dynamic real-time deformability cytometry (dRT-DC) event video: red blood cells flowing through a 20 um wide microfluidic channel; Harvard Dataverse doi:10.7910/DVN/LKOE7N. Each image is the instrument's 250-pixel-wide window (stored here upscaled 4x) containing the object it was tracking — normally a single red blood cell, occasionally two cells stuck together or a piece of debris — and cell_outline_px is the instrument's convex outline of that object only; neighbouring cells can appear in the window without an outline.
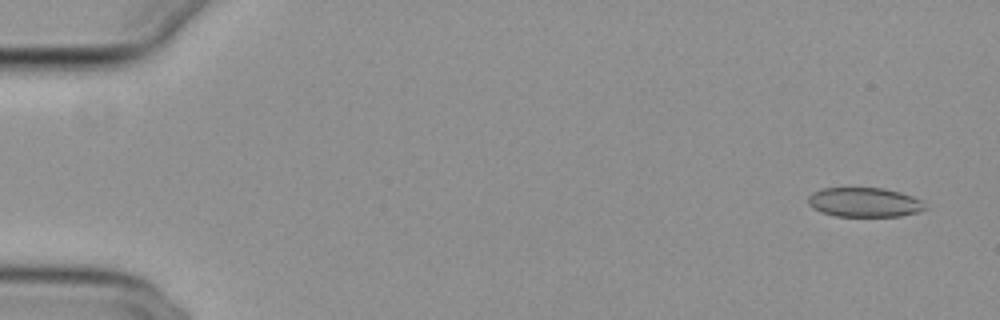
{"species": "common noctule bat (a hibernating species)", "species_latin": "Nyctalus noctula", "temperature_condition": "cold", "stored_images_in_passage": 18, "camera_frame_rate_fps": 3000, "um_per_image_px": 0.085, "animal": {"sex": "female", "body_mass_g": 29.2, "forearm_length_mm": 56.3}, "frame": {"image": 1, "passage_image": 2, "time_ms": 0.333, "image_size_px": [1000, 320], "cell_outline_px": [[928, 208], [920, 212], [900, 216], [836, 216], [820, 212], [812, 208], [808, 204], [808, 196], [812, 192], [824, 188], [884, 188], [900, 192], [912, 196], [920, 200]], "centroid_in_image_um": [73.46, 17.2], "position_along_channel_um": 11.5, "area_um2": 20.17}}
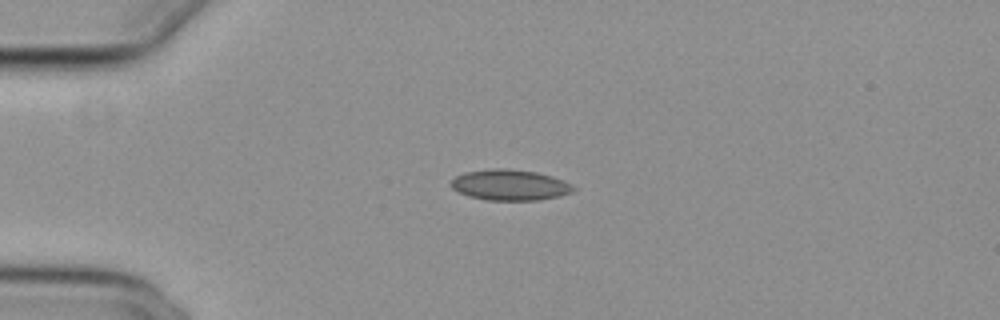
{"frame": {"image": 2, "passage_image": 13, "time_ms": 4.0, "image_size_px": [1000, 320], "cell_outline_px": [[576, 188], [572, 192], [560, 196], [540, 200], [488, 200], [468, 196], [452, 188], [448, 184], [456, 176], [464, 172], [488, 168], [508, 168], [536, 172], [552, 176], [564, 180], [572, 184]], "centroid_in_image_um": [43.34, 15.71], "position_along_channel_um": 41.7, "area_um2": 22.2}}